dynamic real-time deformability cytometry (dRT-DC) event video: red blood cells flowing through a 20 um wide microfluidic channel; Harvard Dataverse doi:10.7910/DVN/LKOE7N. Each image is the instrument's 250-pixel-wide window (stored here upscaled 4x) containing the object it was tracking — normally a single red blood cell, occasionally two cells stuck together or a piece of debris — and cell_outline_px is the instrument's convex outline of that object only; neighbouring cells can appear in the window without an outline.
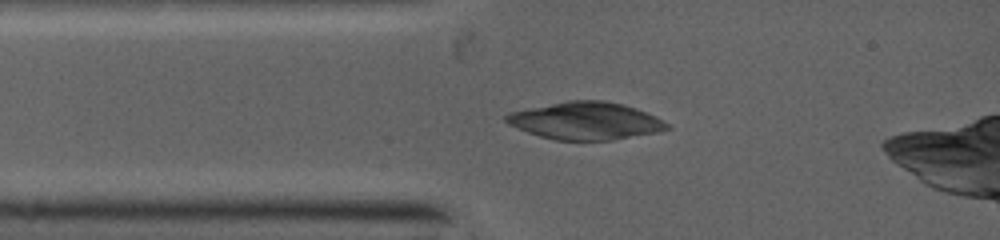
{"species": "common noctule bat (a hibernating species)", "species_latin": "Nyctalus noctula", "temperature_condition": "warm", "stored_images_in_passage": 10, "camera_frame_rate_fps": 5000, "um_per_image_px": 0.085, "animal": {"sex": "female", "body_mass_g": 19.0, "forearm_length_mm": 53.3}, "frame": {"image": 1, "passage_image": 9, "time_ms": 1.4, "image_size_px": [1000, 240], "cell_outline_px": [[668, 128], [656, 132], [608, 140], [556, 140], [540, 136], [528, 132], [508, 124], [504, 120], [504, 116], [512, 112], [568, 100], [604, 100], [624, 104], [644, 112], [668, 124]], "centroid_in_image_um": [49.72, 10.27], "position_along_channel_um": 35.3, "area_um2": 34.33}}